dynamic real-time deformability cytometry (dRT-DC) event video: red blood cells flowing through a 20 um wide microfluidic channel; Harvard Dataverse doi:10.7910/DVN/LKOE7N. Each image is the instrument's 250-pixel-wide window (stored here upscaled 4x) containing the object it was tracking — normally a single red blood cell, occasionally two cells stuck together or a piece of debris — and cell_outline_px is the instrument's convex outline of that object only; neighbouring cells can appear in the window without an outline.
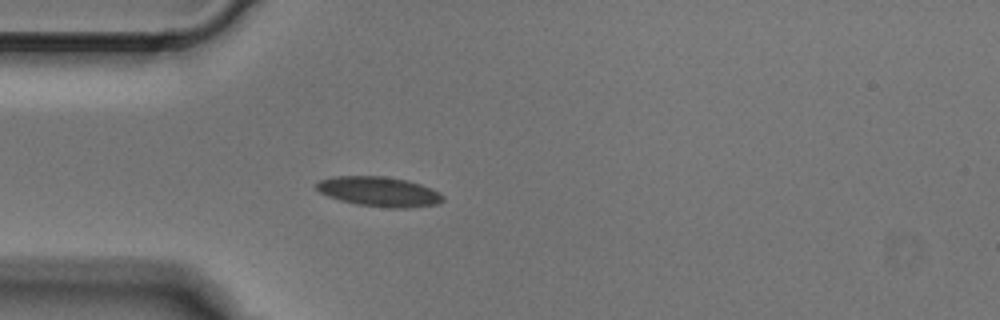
{"species": "Egyptian fruit bat (a non-hibernating species)", "species_latin": "Rousettus aegyptiacus", "temperature_condition": "cold", "stored_images_in_passage": 4, "camera_frame_rate_fps": 3000, "um_per_image_px": 0.085, "animal": {"sex": "male"}, "frame": {"image": 1, "passage_image": 4, "time_ms": 1.0, "image_size_px": [1000, 320], "cell_outline_px": [[444, 200], [436, 204], [408, 208], [392, 208], [356, 204], [340, 200], [328, 196], [320, 192], [316, 188], [316, 184], [320, 180], [336, 176], [384, 176], [408, 180], [432, 188], [440, 192], [444, 196]], "centroid_in_image_um": [32.25, 16.28], "position_along_channel_um": 52.7, "area_um2": 21.96}}